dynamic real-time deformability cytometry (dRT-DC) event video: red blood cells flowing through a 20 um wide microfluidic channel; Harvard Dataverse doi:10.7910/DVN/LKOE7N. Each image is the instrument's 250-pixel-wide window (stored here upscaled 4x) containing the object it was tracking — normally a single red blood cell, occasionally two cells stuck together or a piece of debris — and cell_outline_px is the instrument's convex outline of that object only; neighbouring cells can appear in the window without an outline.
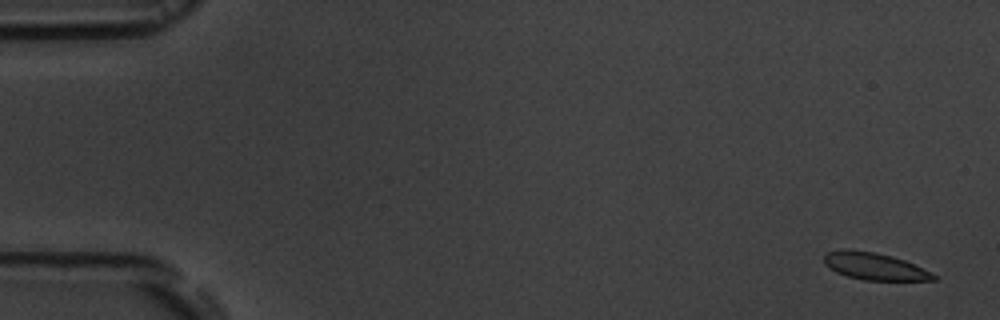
{"species": "common noctule bat (a hibernating species)", "species_latin": "Nyctalus noctula", "temperature_condition": "room temperature", "stored_images_in_passage": 10, "camera_frame_rate_fps": 3000, "um_per_image_px": 0.085, "animal": {"sex": "male", "body_mass_g": 19.5, "forearm_length_mm": 54.6}, "frame": {"image": 1, "passage_image": 1, "time_ms": 0.0, "image_size_px": [1000, 320], "cell_outline_px": [[940, 280], [864, 280], [848, 276], [836, 272], [824, 264], [824, 256], [828, 252], [844, 248], [848, 248], [872, 252], [892, 256], [904, 260], [936, 276]], "centroid_in_image_um": [74.27, 22.63], "position_along_channel_um": 10.7, "area_um2": 17.05}}
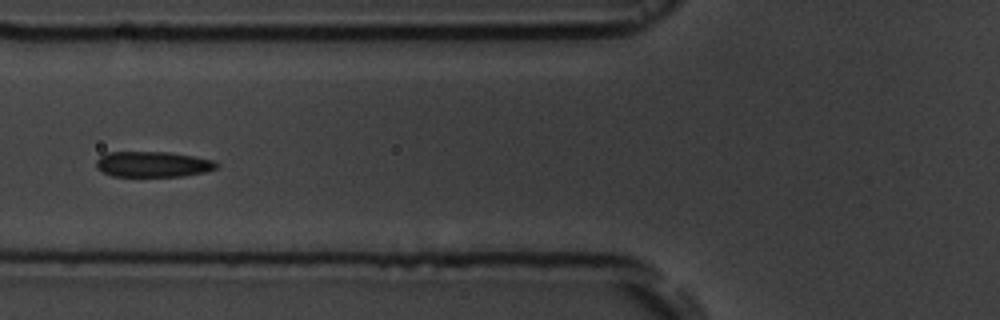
{"frame": {"image": 2, "passage_image": 7, "time_ms": 6.667, "image_size_px": [1000, 320], "cell_outline_px": [[220, 164], [216, 168], [204, 172], [184, 176], [112, 176], [96, 168], [96, 160], [104, 152], [168, 152], [216, 160]], "centroid_in_image_um": [13.0, 13.95], "position_along_channel_um": 112.8, "area_um2": 18.03}}
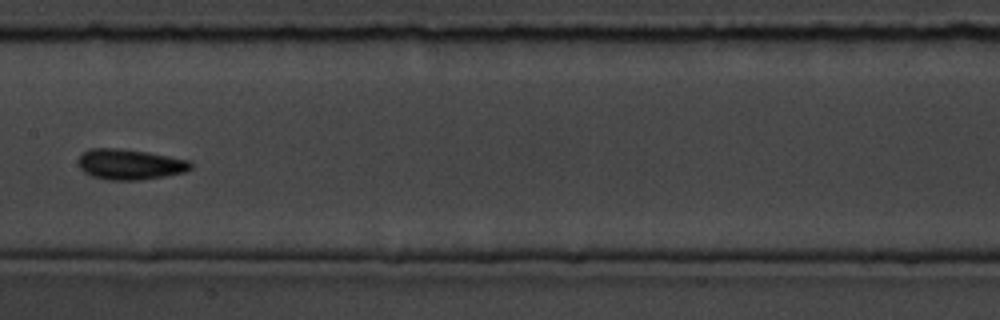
{"frame": {"image": 3, "passage_image": 9, "time_ms": 9.0, "image_size_px": [1000, 320], "cell_outline_px": [[192, 168], [184, 172], [164, 176], [140, 180], [108, 180], [92, 176], [84, 172], [80, 168], [76, 160], [84, 152], [92, 148], [116, 148], [148, 152], [188, 160], [192, 164]], "centroid_in_image_um": [11.01, 13.97], "position_along_channel_um": 196.4, "area_um2": 19.94}}